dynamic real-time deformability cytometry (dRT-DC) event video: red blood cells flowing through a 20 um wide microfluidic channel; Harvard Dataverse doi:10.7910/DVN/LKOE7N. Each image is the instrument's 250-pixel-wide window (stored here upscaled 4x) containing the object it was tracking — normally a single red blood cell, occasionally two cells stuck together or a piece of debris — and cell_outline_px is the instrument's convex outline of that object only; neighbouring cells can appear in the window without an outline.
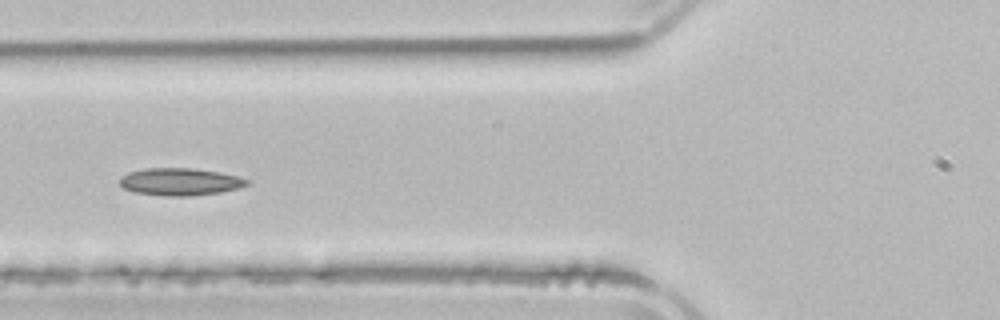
{"species": "common noctule bat (a hibernating species)", "species_latin": "Nyctalus noctula", "temperature_condition": "room temperature", "stored_images_in_passage": 4, "camera_frame_rate_fps": 3000, "um_per_image_px": 0.085, "animal": {"sex": "male", "body_mass_g": 21.5, "forearm_length_mm": 52.0}, "frame": {"image": 1, "passage_image": 4, "time_ms": 4.333, "image_size_px": [1000, 320], "cell_outline_px": [[252, 184], [240, 188], [220, 192], [192, 196], [164, 196], [132, 192], [124, 188], [120, 184], [120, 176], [128, 172], [144, 168], [192, 168], [220, 172], [252, 180]], "centroid_in_image_um": [15.33, 15.45], "position_along_channel_um": 110.5, "area_um2": 20.63}}